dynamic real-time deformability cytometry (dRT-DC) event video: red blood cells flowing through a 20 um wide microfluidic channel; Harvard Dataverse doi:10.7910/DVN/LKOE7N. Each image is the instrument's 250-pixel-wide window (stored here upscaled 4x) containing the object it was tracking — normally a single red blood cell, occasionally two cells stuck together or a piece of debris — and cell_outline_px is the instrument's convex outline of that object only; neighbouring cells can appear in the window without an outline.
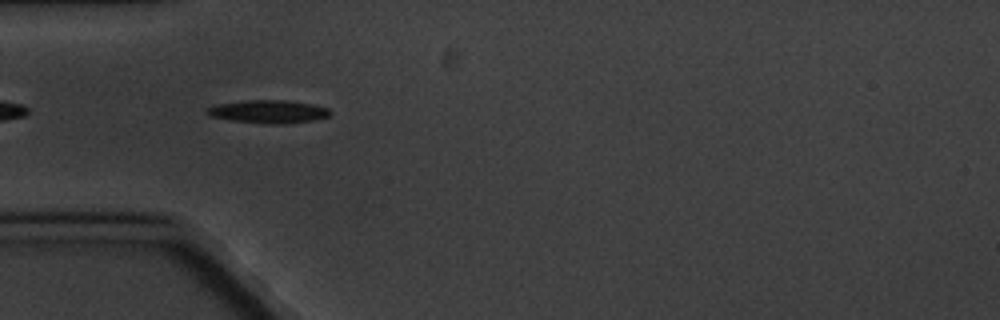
{"species": "common noctule bat (a hibernating species)", "species_latin": "Nyctalus noctula", "temperature_condition": "cold", "stored_images_in_passage": 7, "camera_frame_rate_fps": 3000, "um_per_image_px": 0.085, "animal": {"sex": "male", "body_mass_g": 20.1, "forearm_length_mm": 53.5}, "frame": {"image": 1, "passage_image": 5, "time_ms": 4.667, "image_size_px": [1000, 320], "cell_outline_px": [[332, 112], [328, 116], [312, 120], [276, 124], [268, 124], [232, 120], [208, 116], [204, 112], [208, 108], [220, 104], [248, 100], [284, 100], [308, 104], [328, 108]], "centroid_in_image_um": [22.78, 9.49], "position_along_channel_um": 62.2, "area_um2": 16.13}}